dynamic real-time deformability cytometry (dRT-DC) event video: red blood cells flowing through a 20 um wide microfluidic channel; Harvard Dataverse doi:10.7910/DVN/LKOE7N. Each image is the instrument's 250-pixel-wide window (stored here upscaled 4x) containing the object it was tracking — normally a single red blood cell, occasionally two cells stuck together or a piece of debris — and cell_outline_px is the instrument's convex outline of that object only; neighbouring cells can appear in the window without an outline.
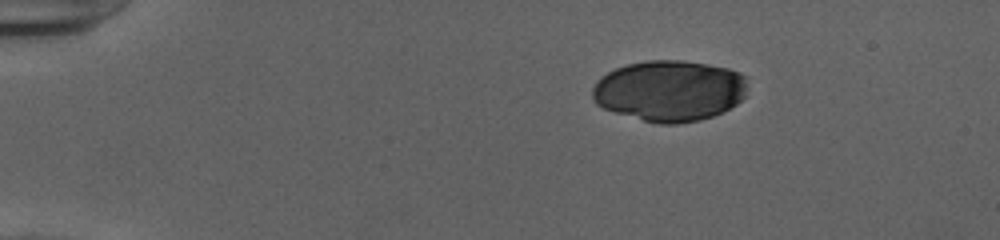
{"species": "human", "species_latin": "Homo sapiens", "temperature_condition": "cold", "stored_images_in_passage": 44, "camera_frame_rate_fps": 3000, "um_per_image_px": 0.085, "donor": {"sex": "female"}, "frame": {"image": 1, "passage_image": 1, "time_ms": 0.0, "image_size_px": [1000, 240], "cell_outline_px": [[744, 96], [736, 104], [724, 112], [700, 120], [680, 124], [656, 124], [616, 112], [604, 108], [596, 104], [592, 100], [592, 88], [596, 80], [600, 76], [616, 68], [628, 64], [644, 60], [680, 60], [708, 64], [728, 68], [740, 72], [744, 76]], "centroid_in_image_um": [56.87, 7.71], "position_along_channel_um": 28.1, "area_um2": 55.31}}